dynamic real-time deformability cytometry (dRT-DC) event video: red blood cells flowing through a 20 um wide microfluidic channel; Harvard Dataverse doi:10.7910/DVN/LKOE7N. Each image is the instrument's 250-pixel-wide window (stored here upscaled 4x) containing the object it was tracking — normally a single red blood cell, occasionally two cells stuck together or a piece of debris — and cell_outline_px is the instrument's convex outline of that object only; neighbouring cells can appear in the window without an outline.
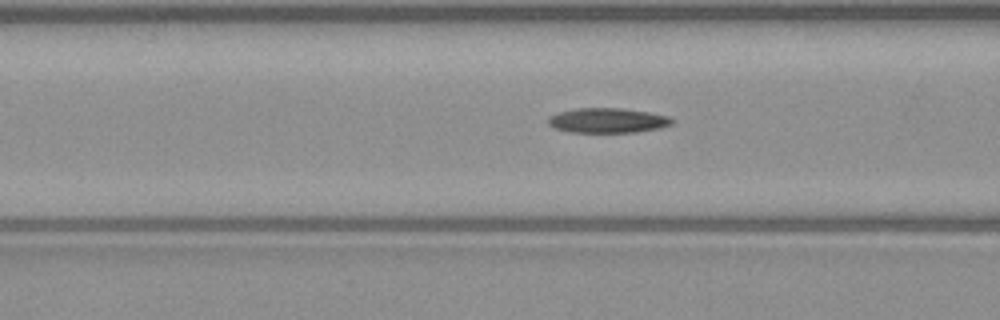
{"species": "common noctule bat (a hibernating species)", "species_latin": "Nyctalus noctula", "temperature_condition": "warm", "stored_images_in_passage": 51, "camera_frame_rate_fps": 3000, "um_per_image_px": 0.085, "animal": {"sex": "male", "body_mass_g": 23.1, "forearm_length_mm": 52.7}, "frame": {"image": 1, "passage_image": 20, "time_ms": 6.333, "image_size_px": [1000, 320], "cell_outline_px": [[676, 120], [672, 124], [660, 128], [636, 132], [572, 132], [556, 128], [548, 124], [548, 116], [556, 112], [576, 108], [620, 108], [648, 112], [668, 116]], "centroid_in_image_um": [51.65, 10.23], "position_along_channel_um": 115.0, "area_um2": 17.98}}
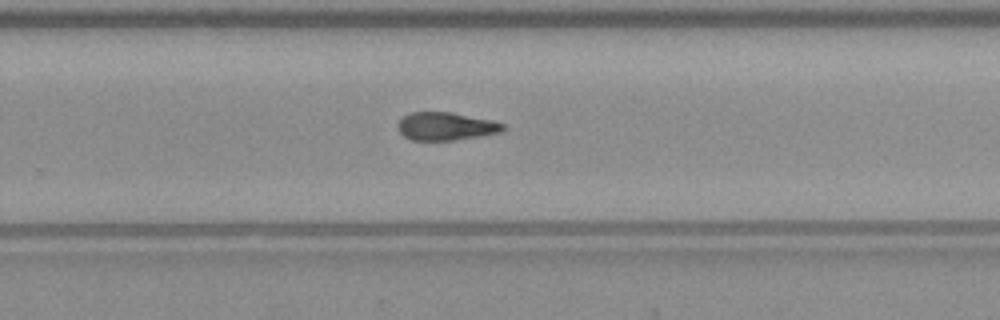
{"frame": {"image": 2, "passage_image": 33, "time_ms": 10.667, "image_size_px": [1000, 320], "cell_outline_px": [[504, 128], [500, 132], [456, 140], [412, 140], [404, 136], [400, 132], [400, 120], [404, 116], [412, 112], [452, 112], [492, 120], [504, 124]], "centroid_in_image_um": [37.92, 10.73], "position_along_channel_um": 291.9, "area_um2": 16.88}}
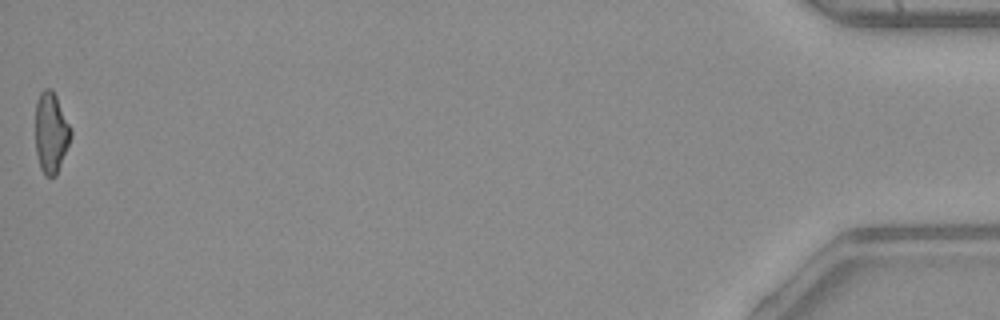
{"frame": {"image": 3, "passage_image": 51, "time_ms": 16.667, "image_size_px": [1000, 320], "cell_outline_px": [[72, 136], [56, 176], [44, 176], [40, 168], [36, 152], [36, 100], [40, 92], [44, 88], [52, 88], [72, 128]], "centroid_in_image_um": [4.34, 11.26], "position_along_channel_um": 430.9, "area_um2": 16.82}}